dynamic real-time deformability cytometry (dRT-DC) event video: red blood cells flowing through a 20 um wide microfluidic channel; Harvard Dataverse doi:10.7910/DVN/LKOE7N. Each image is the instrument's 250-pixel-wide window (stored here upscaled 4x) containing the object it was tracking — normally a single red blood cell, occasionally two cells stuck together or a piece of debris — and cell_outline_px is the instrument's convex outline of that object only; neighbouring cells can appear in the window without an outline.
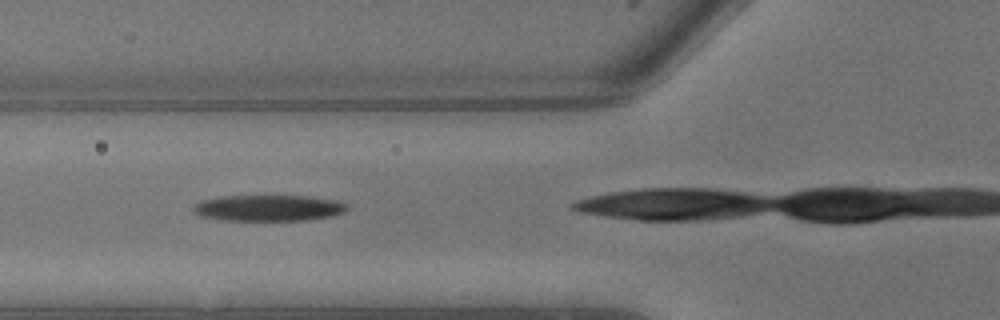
{"species": "common noctule bat (a hibernating species)", "species_latin": "Nyctalus noctula", "temperature_condition": "warm", "stored_images_in_passage": 8, "camera_frame_rate_fps": 3000, "um_per_image_px": 0.085, "animal": {"sex": "male", "body_mass_g": 13.3}, "frame": {"image": 1, "passage_image": 6, "time_ms": 1.667, "image_size_px": [1000, 320], "cell_outline_px": [[348, 208], [344, 212], [332, 216], [308, 220], [220, 220], [200, 216], [192, 212], [192, 208], [200, 200], [220, 196], [308, 196], [336, 200], [344, 204]], "centroid_in_image_um": [22.77, 17.68], "position_along_channel_um": 103.0, "area_um2": 23.47}}